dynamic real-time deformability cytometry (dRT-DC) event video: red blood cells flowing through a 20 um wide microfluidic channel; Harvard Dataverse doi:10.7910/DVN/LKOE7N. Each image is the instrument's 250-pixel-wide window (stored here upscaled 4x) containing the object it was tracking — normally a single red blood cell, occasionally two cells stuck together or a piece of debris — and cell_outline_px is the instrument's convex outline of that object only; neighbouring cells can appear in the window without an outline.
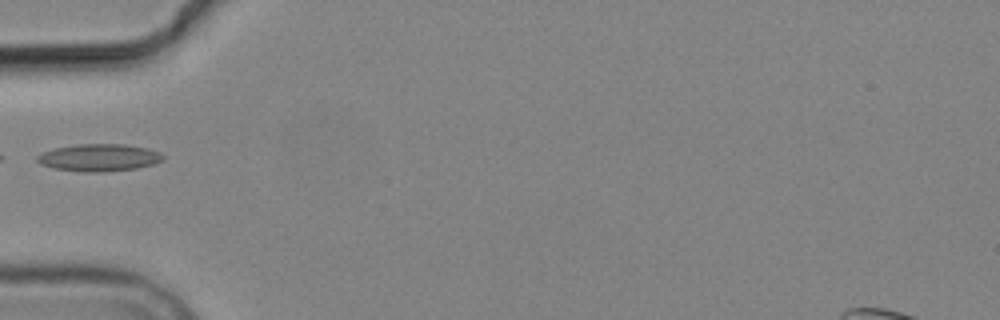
{"species": "common noctule bat (a hibernating species)", "species_latin": "Nyctalus noctula", "temperature_condition": "cold", "stored_images_in_passage": 2, "camera_frame_rate_fps": 3000, "um_per_image_px": 0.085, "animal": {"sex": "male", "body_mass_g": 19.2, "forearm_length_mm": 51.8}, "frame": {"image": 1, "passage_image": 2, "time_ms": 1.0, "image_size_px": [1000, 320], "cell_outline_px": [[164, 160], [152, 164], [136, 168], [104, 172], [84, 172], [52, 168], [40, 164], [36, 160], [36, 156], [44, 152], [56, 148], [76, 144], [124, 144], [148, 148], [160, 152], [164, 156]], "centroid_in_image_um": [8.42, 13.4], "position_along_channel_um": 76.6, "area_um2": 20.06}}